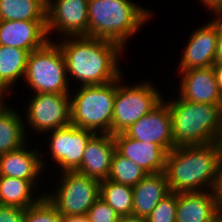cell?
Returning a JSON list of instances; mask_svg holds the SVG:
<instances>
[{"mask_svg": "<svg viewBox=\"0 0 222 222\" xmlns=\"http://www.w3.org/2000/svg\"><path fill=\"white\" fill-rule=\"evenodd\" d=\"M41 4H43L46 8L51 4L52 0H38Z\"/></svg>", "mask_w": 222, "mask_h": 222, "instance_id": "38", "label": "cell"}, {"mask_svg": "<svg viewBox=\"0 0 222 222\" xmlns=\"http://www.w3.org/2000/svg\"><path fill=\"white\" fill-rule=\"evenodd\" d=\"M204 7L212 11V15H222V0H200Z\"/></svg>", "mask_w": 222, "mask_h": 222, "instance_id": "32", "label": "cell"}, {"mask_svg": "<svg viewBox=\"0 0 222 222\" xmlns=\"http://www.w3.org/2000/svg\"><path fill=\"white\" fill-rule=\"evenodd\" d=\"M26 145L0 155V176L39 180L40 175L45 170L44 168H46V161L42 159L45 154L40 150L38 151L37 148L27 149L28 146Z\"/></svg>", "mask_w": 222, "mask_h": 222, "instance_id": "18", "label": "cell"}, {"mask_svg": "<svg viewBox=\"0 0 222 222\" xmlns=\"http://www.w3.org/2000/svg\"><path fill=\"white\" fill-rule=\"evenodd\" d=\"M188 38L177 72L211 67L217 47V15L212 21L192 31Z\"/></svg>", "mask_w": 222, "mask_h": 222, "instance_id": "13", "label": "cell"}, {"mask_svg": "<svg viewBox=\"0 0 222 222\" xmlns=\"http://www.w3.org/2000/svg\"><path fill=\"white\" fill-rule=\"evenodd\" d=\"M100 198L118 215L133 214V186L120 184L109 179L100 183Z\"/></svg>", "mask_w": 222, "mask_h": 222, "instance_id": "25", "label": "cell"}, {"mask_svg": "<svg viewBox=\"0 0 222 222\" xmlns=\"http://www.w3.org/2000/svg\"><path fill=\"white\" fill-rule=\"evenodd\" d=\"M217 143L219 144V146L222 149V122H221V130H220V133H219V136H218V139H217Z\"/></svg>", "mask_w": 222, "mask_h": 222, "instance_id": "37", "label": "cell"}, {"mask_svg": "<svg viewBox=\"0 0 222 222\" xmlns=\"http://www.w3.org/2000/svg\"><path fill=\"white\" fill-rule=\"evenodd\" d=\"M180 80L179 97L190 102L222 105L214 71L211 67L178 72Z\"/></svg>", "mask_w": 222, "mask_h": 222, "instance_id": "17", "label": "cell"}, {"mask_svg": "<svg viewBox=\"0 0 222 222\" xmlns=\"http://www.w3.org/2000/svg\"><path fill=\"white\" fill-rule=\"evenodd\" d=\"M116 151L135 162L147 174L165 172L168 151L159 144L146 143L126 136L113 135Z\"/></svg>", "mask_w": 222, "mask_h": 222, "instance_id": "14", "label": "cell"}, {"mask_svg": "<svg viewBox=\"0 0 222 222\" xmlns=\"http://www.w3.org/2000/svg\"><path fill=\"white\" fill-rule=\"evenodd\" d=\"M147 173L131 159L114 152L111 163V170L108 179L130 186L137 185Z\"/></svg>", "mask_w": 222, "mask_h": 222, "instance_id": "26", "label": "cell"}, {"mask_svg": "<svg viewBox=\"0 0 222 222\" xmlns=\"http://www.w3.org/2000/svg\"><path fill=\"white\" fill-rule=\"evenodd\" d=\"M117 80L102 84L79 86L70 94L71 124L95 133L112 134V117Z\"/></svg>", "mask_w": 222, "mask_h": 222, "instance_id": "5", "label": "cell"}, {"mask_svg": "<svg viewBox=\"0 0 222 222\" xmlns=\"http://www.w3.org/2000/svg\"><path fill=\"white\" fill-rule=\"evenodd\" d=\"M222 63V15H217V47L214 64Z\"/></svg>", "mask_w": 222, "mask_h": 222, "instance_id": "31", "label": "cell"}, {"mask_svg": "<svg viewBox=\"0 0 222 222\" xmlns=\"http://www.w3.org/2000/svg\"><path fill=\"white\" fill-rule=\"evenodd\" d=\"M132 0H88V36L120 44L124 49L152 16L151 10Z\"/></svg>", "mask_w": 222, "mask_h": 222, "instance_id": "3", "label": "cell"}, {"mask_svg": "<svg viewBox=\"0 0 222 222\" xmlns=\"http://www.w3.org/2000/svg\"><path fill=\"white\" fill-rule=\"evenodd\" d=\"M89 222H118L119 215L100 197L88 210Z\"/></svg>", "mask_w": 222, "mask_h": 222, "instance_id": "29", "label": "cell"}, {"mask_svg": "<svg viewBox=\"0 0 222 222\" xmlns=\"http://www.w3.org/2000/svg\"><path fill=\"white\" fill-rule=\"evenodd\" d=\"M50 140L48 152L51 160L59 166L61 172L75 171L82 162V157L89 139L95 132L77 128L73 124L48 132Z\"/></svg>", "mask_w": 222, "mask_h": 222, "instance_id": "10", "label": "cell"}, {"mask_svg": "<svg viewBox=\"0 0 222 222\" xmlns=\"http://www.w3.org/2000/svg\"><path fill=\"white\" fill-rule=\"evenodd\" d=\"M214 191L216 194L218 215L222 216V165L220 168L219 177Z\"/></svg>", "mask_w": 222, "mask_h": 222, "instance_id": "33", "label": "cell"}, {"mask_svg": "<svg viewBox=\"0 0 222 222\" xmlns=\"http://www.w3.org/2000/svg\"><path fill=\"white\" fill-rule=\"evenodd\" d=\"M163 101L170 110L175 147L203 146L217 142L222 122V105L195 103L179 96Z\"/></svg>", "mask_w": 222, "mask_h": 222, "instance_id": "4", "label": "cell"}, {"mask_svg": "<svg viewBox=\"0 0 222 222\" xmlns=\"http://www.w3.org/2000/svg\"><path fill=\"white\" fill-rule=\"evenodd\" d=\"M218 216L215 191L177 193L176 222H213Z\"/></svg>", "mask_w": 222, "mask_h": 222, "instance_id": "19", "label": "cell"}, {"mask_svg": "<svg viewBox=\"0 0 222 222\" xmlns=\"http://www.w3.org/2000/svg\"><path fill=\"white\" fill-rule=\"evenodd\" d=\"M26 209L0 205V222H22Z\"/></svg>", "mask_w": 222, "mask_h": 222, "instance_id": "30", "label": "cell"}, {"mask_svg": "<svg viewBox=\"0 0 222 222\" xmlns=\"http://www.w3.org/2000/svg\"><path fill=\"white\" fill-rule=\"evenodd\" d=\"M37 183L38 180L0 176V205L27 209L37 204L45 195L43 190L37 197L33 195L39 186Z\"/></svg>", "mask_w": 222, "mask_h": 222, "instance_id": "22", "label": "cell"}, {"mask_svg": "<svg viewBox=\"0 0 222 222\" xmlns=\"http://www.w3.org/2000/svg\"><path fill=\"white\" fill-rule=\"evenodd\" d=\"M46 10L38 0H0V21H46Z\"/></svg>", "mask_w": 222, "mask_h": 222, "instance_id": "24", "label": "cell"}, {"mask_svg": "<svg viewBox=\"0 0 222 222\" xmlns=\"http://www.w3.org/2000/svg\"><path fill=\"white\" fill-rule=\"evenodd\" d=\"M22 222H63V217L44 196L37 204L26 209Z\"/></svg>", "mask_w": 222, "mask_h": 222, "instance_id": "27", "label": "cell"}, {"mask_svg": "<svg viewBox=\"0 0 222 222\" xmlns=\"http://www.w3.org/2000/svg\"><path fill=\"white\" fill-rule=\"evenodd\" d=\"M116 151L113 135L95 133L88 141L81 165L76 172L99 181L106 180L111 170L112 157Z\"/></svg>", "mask_w": 222, "mask_h": 222, "instance_id": "15", "label": "cell"}, {"mask_svg": "<svg viewBox=\"0 0 222 222\" xmlns=\"http://www.w3.org/2000/svg\"><path fill=\"white\" fill-rule=\"evenodd\" d=\"M221 165L222 149L217 142L174 147L167 154L165 168L170 191H214Z\"/></svg>", "mask_w": 222, "mask_h": 222, "instance_id": "2", "label": "cell"}, {"mask_svg": "<svg viewBox=\"0 0 222 222\" xmlns=\"http://www.w3.org/2000/svg\"><path fill=\"white\" fill-rule=\"evenodd\" d=\"M25 83L33 93L70 94L66 62L58 44L49 40L40 49L29 53Z\"/></svg>", "mask_w": 222, "mask_h": 222, "instance_id": "6", "label": "cell"}, {"mask_svg": "<svg viewBox=\"0 0 222 222\" xmlns=\"http://www.w3.org/2000/svg\"><path fill=\"white\" fill-rule=\"evenodd\" d=\"M123 75L117 79V89L112 117V135L124 133L131 125L151 112L162 101L157 85L151 81L128 86L123 84Z\"/></svg>", "mask_w": 222, "mask_h": 222, "instance_id": "7", "label": "cell"}, {"mask_svg": "<svg viewBox=\"0 0 222 222\" xmlns=\"http://www.w3.org/2000/svg\"><path fill=\"white\" fill-rule=\"evenodd\" d=\"M60 40L57 44L66 62L67 75L76 78L80 86L102 85L124 75L119 66L124 52L120 44L89 36Z\"/></svg>", "mask_w": 222, "mask_h": 222, "instance_id": "1", "label": "cell"}, {"mask_svg": "<svg viewBox=\"0 0 222 222\" xmlns=\"http://www.w3.org/2000/svg\"><path fill=\"white\" fill-rule=\"evenodd\" d=\"M24 115L35 134L47 132L71 124L70 94L34 93ZM27 115V116H26Z\"/></svg>", "mask_w": 222, "mask_h": 222, "instance_id": "9", "label": "cell"}, {"mask_svg": "<svg viewBox=\"0 0 222 222\" xmlns=\"http://www.w3.org/2000/svg\"><path fill=\"white\" fill-rule=\"evenodd\" d=\"M124 134L138 141L159 144L170 152L175 144L168 105L162 101L151 112L131 125Z\"/></svg>", "mask_w": 222, "mask_h": 222, "instance_id": "12", "label": "cell"}, {"mask_svg": "<svg viewBox=\"0 0 222 222\" xmlns=\"http://www.w3.org/2000/svg\"><path fill=\"white\" fill-rule=\"evenodd\" d=\"M28 55L24 49L0 45V93L4 98L13 92L19 78H24Z\"/></svg>", "mask_w": 222, "mask_h": 222, "instance_id": "23", "label": "cell"}, {"mask_svg": "<svg viewBox=\"0 0 222 222\" xmlns=\"http://www.w3.org/2000/svg\"><path fill=\"white\" fill-rule=\"evenodd\" d=\"M46 30L62 37L88 36V0H52L46 10Z\"/></svg>", "mask_w": 222, "mask_h": 222, "instance_id": "11", "label": "cell"}, {"mask_svg": "<svg viewBox=\"0 0 222 222\" xmlns=\"http://www.w3.org/2000/svg\"><path fill=\"white\" fill-rule=\"evenodd\" d=\"M212 69L214 71L219 93L222 95V63L213 64Z\"/></svg>", "mask_w": 222, "mask_h": 222, "instance_id": "34", "label": "cell"}, {"mask_svg": "<svg viewBox=\"0 0 222 222\" xmlns=\"http://www.w3.org/2000/svg\"><path fill=\"white\" fill-rule=\"evenodd\" d=\"M63 222H89L86 214L84 215H70L63 218Z\"/></svg>", "mask_w": 222, "mask_h": 222, "instance_id": "36", "label": "cell"}, {"mask_svg": "<svg viewBox=\"0 0 222 222\" xmlns=\"http://www.w3.org/2000/svg\"><path fill=\"white\" fill-rule=\"evenodd\" d=\"M118 222H148V220L147 218L131 214L126 216H120Z\"/></svg>", "mask_w": 222, "mask_h": 222, "instance_id": "35", "label": "cell"}, {"mask_svg": "<svg viewBox=\"0 0 222 222\" xmlns=\"http://www.w3.org/2000/svg\"><path fill=\"white\" fill-rule=\"evenodd\" d=\"M54 192L45 193L48 201L64 218L70 215H84L100 197L101 181L76 171L61 172V179ZM56 190V191H55Z\"/></svg>", "mask_w": 222, "mask_h": 222, "instance_id": "8", "label": "cell"}, {"mask_svg": "<svg viewBox=\"0 0 222 222\" xmlns=\"http://www.w3.org/2000/svg\"><path fill=\"white\" fill-rule=\"evenodd\" d=\"M3 97H4V96L0 93V102L3 101V100H6V99H4Z\"/></svg>", "mask_w": 222, "mask_h": 222, "instance_id": "40", "label": "cell"}, {"mask_svg": "<svg viewBox=\"0 0 222 222\" xmlns=\"http://www.w3.org/2000/svg\"><path fill=\"white\" fill-rule=\"evenodd\" d=\"M213 222H222V216H218Z\"/></svg>", "mask_w": 222, "mask_h": 222, "instance_id": "39", "label": "cell"}, {"mask_svg": "<svg viewBox=\"0 0 222 222\" xmlns=\"http://www.w3.org/2000/svg\"><path fill=\"white\" fill-rule=\"evenodd\" d=\"M177 193L171 192L163 198L152 213L148 222H176Z\"/></svg>", "mask_w": 222, "mask_h": 222, "instance_id": "28", "label": "cell"}, {"mask_svg": "<svg viewBox=\"0 0 222 222\" xmlns=\"http://www.w3.org/2000/svg\"><path fill=\"white\" fill-rule=\"evenodd\" d=\"M24 118L15 108L0 102V155L17 150L27 144Z\"/></svg>", "mask_w": 222, "mask_h": 222, "instance_id": "21", "label": "cell"}, {"mask_svg": "<svg viewBox=\"0 0 222 222\" xmlns=\"http://www.w3.org/2000/svg\"><path fill=\"white\" fill-rule=\"evenodd\" d=\"M49 40L46 21H0V45L17 47L29 53L40 49Z\"/></svg>", "mask_w": 222, "mask_h": 222, "instance_id": "16", "label": "cell"}, {"mask_svg": "<svg viewBox=\"0 0 222 222\" xmlns=\"http://www.w3.org/2000/svg\"><path fill=\"white\" fill-rule=\"evenodd\" d=\"M170 191L165 172L147 174L133 186V215L147 218Z\"/></svg>", "mask_w": 222, "mask_h": 222, "instance_id": "20", "label": "cell"}]
</instances>
